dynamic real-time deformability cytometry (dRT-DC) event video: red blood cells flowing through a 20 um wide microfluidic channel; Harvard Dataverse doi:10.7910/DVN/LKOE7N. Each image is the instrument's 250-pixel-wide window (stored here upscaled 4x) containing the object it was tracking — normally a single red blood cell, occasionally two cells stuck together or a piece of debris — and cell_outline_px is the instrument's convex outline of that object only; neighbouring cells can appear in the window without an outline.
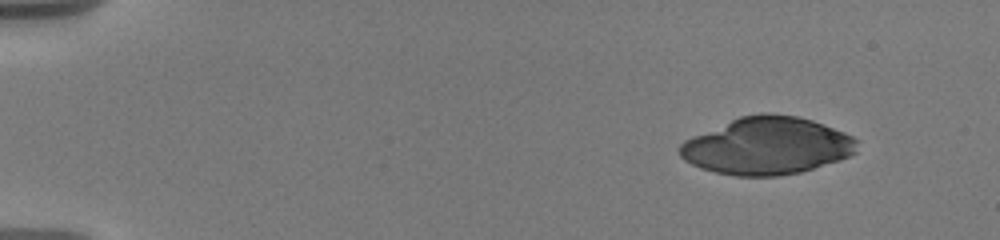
{"species": "human", "species_latin": "Homo sapiens", "temperature_condition": "warm", "stored_images_in_passage": 14, "camera_frame_rate_fps": 3000, "um_per_image_px": 0.085, "donor": {"sex": "male"}, "frame": {"image": 1, "passage_image": 1, "time_ms": 0.0, "image_size_px": [1000, 240], "cell_outline_px": [[856, 152], [840, 160], [800, 172], [776, 176], [736, 176], [716, 172], [700, 168], [684, 160], [680, 156], [676, 148], [684, 140], [692, 136], [740, 116], [764, 112], [768, 112], [796, 116], [812, 120], [824, 124], [844, 132], [852, 136], [856, 140]], "centroid_in_image_um": [65.16, 12.4], "position_along_channel_um": 19.8, "area_um2": 59.25}}